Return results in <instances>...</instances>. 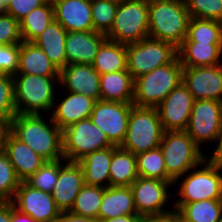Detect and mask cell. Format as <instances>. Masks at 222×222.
Here are the masks:
<instances>
[{"label":"cell","mask_w":222,"mask_h":222,"mask_svg":"<svg viewBox=\"0 0 222 222\" xmlns=\"http://www.w3.org/2000/svg\"><path fill=\"white\" fill-rule=\"evenodd\" d=\"M39 114H17L11 121V134L27 144L46 162H54L63 157L62 130L53 121Z\"/></svg>","instance_id":"cell-1"},{"label":"cell","mask_w":222,"mask_h":222,"mask_svg":"<svg viewBox=\"0 0 222 222\" xmlns=\"http://www.w3.org/2000/svg\"><path fill=\"white\" fill-rule=\"evenodd\" d=\"M149 37L178 48L187 36L190 19L184 0H148Z\"/></svg>","instance_id":"cell-2"},{"label":"cell","mask_w":222,"mask_h":222,"mask_svg":"<svg viewBox=\"0 0 222 222\" xmlns=\"http://www.w3.org/2000/svg\"><path fill=\"white\" fill-rule=\"evenodd\" d=\"M13 79L17 114L43 115L44 112H52L58 99L55 89L59 85V76L15 74Z\"/></svg>","instance_id":"cell-3"},{"label":"cell","mask_w":222,"mask_h":222,"mask_svg":"<svg viewBox=\"0 0 222 222\" xmlns=\"http://www.w3.org/2000/svg\"><path fill=\"white\" fill-rule=\"evenodd\" d=\"M183 66L178 56L171 62L134 79L133 105L156 108L182 83Z\"/></svg>","instance_id":"cell-4"},{"label":"cell","mask_w":222,"mask_h":222,"mask_svg":"<svg viewBox=\"0 0 222 222\" xmlns=\"http://www.w3.org/2000/svg\"><path fill=\"white\" fill-rule=\"evenodd\" d=\"M159 147L167 176L173 182L207 157L186 131H164Z\"/></svg>","instance_id":"cell-5"},{"label":"cell","mask_w":222,"mask_h":222,"mask_svg":"<svg viewBox=\"0 0 222 222\" xmlns=\"http://www.w3.org/2000/svg\"><path fill=\"white\" fill-rule=\"evenodd\" d=\"M164 130L157 108L132 105L121 148L137 155L160 146Z\"/></svg>","instance_id":"cell-6"},{"label":"cell","mask_w":222,"mask_h":222,"mask_svg":"<svg viewBox=\"0 0 222 222\" xmlns=\"http://www.w3.org/2000/svg\"><path fill=\"white\" fill-rule=\"evenodd\" d=\"M179 180H181L179 183L181 185L178 188V195H174L175 197L178 196V200H173L172 203L222 199V167L212 164L207 158L185 175L179 177L174 185Z\"/></svg>","instance_id":"cell-7"},{"label":"cell","mask_w":222,"mask_h":222,"mask_svg":"<svg viewBox=\"0 0 222 222\" xmlns=\"http://www.w3.org/2000/svg\"><path fill=\"white\" fill-rule=\"evenodd\" d=\"M106 37L125 45L149 37L148 0H122Z\"/></svg>","instance_id":"cell-8"},{"label":"cell","mask_w":222,"mask_h":222,"mask_svg":"<svg viewBox=\"0 0 222 222\" xmlns=\"http://www.w3.org/2000/svg\"><path fill=\"white\" fill-rule=\"evenodd\" d=\"M177 56V48L173 44L147 37L127 44V71L136 79L171 63Z\"/></svg>","instance_id":"cell-9"},{"label":"cell","mask_w":222,"mask_h":222,"mask_svg":"<svg viewBox=\"0 0 222 222\" xmlns=\"http://www.w3.org/2000/svg\"><path fill=\"white\" fill-rule=\"evenodd\" d=\"M62 141L63 157L70 162H78L89 153L113 146L90 118L82 119L62 130Z\"/></svg>","instance_id":"cell-10"},{"label":"cell","mask_w":222,"mask_h":222,"mask_svg":"<svg viewBox=\"0 0 222 222\" xmlns=\"http://www.w3.org/2000/svg\"><path fill=\"white\" fill-rule=\"evenodd\" d=\"M171 186H174L173 181H162L138 176L130 185L137 214L144 217L171 212L174 206L168 207L167 205L169 201L171 202V197L172 199L175 198L169 192ZM166 205L167 208L165 209ZM170 207L171 209L169 210L168 208Z\"/></svg>","instance_id":"cell-11"},{"label":"cell","mask_w":222,"mask_h":222,"mask_svg":"<svg viewBox=\"0 0 222 222\" xmlns=\"http://www.w3.org/2000/svg\"><path fill=\"white\" fill-rule=\"evenodd\" d=\"M185 131L200 148L205 142L216 143L222 132V102L194 100Z\"/></svg>","instance_id":"cell-12"},{"label":"cell","mask_w":222,"mask_h":222,"mask_svg":"<svg viewBox=\"0 0 222 222\" xmlns=\"http://www.w3.org/2000/svg\"><path fill=\"white\" fill-rule=\"evenodd\" d=\"M132 105L98 100L89 118L105 133L109 142L118 147L125 139Z\"/></svg>","instance_id":"cell-13"},{"label":"cell","mask_w":222,"mask_h":222,"mask_svg":"<svg viewBox=\"0 0 222 222\" xmlns=\"http://www.w3.org/2000/svg\"><path fill=\"white\" fill-rule=\"evenodd\" d=\"M12 203L36 222H56L61 213L51 193L33 188L25 181L20 182Z\"/></svg>","instance_id":"cell-14"},{"label":"cell","mask_w":222,"mask_h":222,"mask_svg":"<svg viewBox=\"0 0 222 222\" xmlns=\"http://www.w3.org/2000/svg\"><path fill=\"white\" fill-rule=\"evenodd\" d=\"M193 96L183 83L156 107L164 131H185L193 107Z\"/></svg>","instance_id":"cell-15"},{"label":"cell","mask_w":222,"mask_h":222,"mask_svg":"<svg viewBox=\"0 0 222 222\" xmlns=\"http://www.w3.org/2000/svg\"><path fill=\"white\" fill-rule=\"evenodd\" d=\"M182 83L194 100L222 102V63L206 67H183Z\"/></svg>","instance_id":"cell-16"},{"label":"cell","mask_w":222,"mask_h":222,"mask_svg":"<svg viewBox=\"0 0 222 222\" xmlns=\"http://www.w3.org/2000/svg\"><path fill=\"white\" fill-rule=\"evenodd\" d=\"M100 100V74L92 64H69L59 72V87Z\"/></svg>","instance_id":"cell-17"},{"label":"cell","mask_w":222,"mask_h":222,"mask_svg":"<svg viewBox=\"0 0 222 222\" xmlns=\"http://www.w3.org/2000/svg\"><path fill=\"white\" fill-rule=\"evenodd\" d=\"M85 185L84 172L78 162L66 161L59 169L52 197L61 212H69L75 198Z\"/></svg>","instance_id":"cell-18"},{"label":"cell","mask_w":222,"mask_h":222,"mask_svg":"<svg viewBox=\"0 0 222 222\" xmlns=\"http://www.w3.org/2000/svg\"><path fill=\"white\" fill-rule=\"evenodd\" d=\"M54 20L67 32L93 30L91 0H51Z\"/></svg>","instance_id":"cell-19"},{"label":"cell","mask_w":222,"mask_h":222,"mask_svg":"<svg viewBox=\"0 0 222 222\" xmlns=\"http://www.w3.org/2000/svg\"><path fill=\"white\" fill-rule=\"evenodd\" d=\"M106 39L105 34L94 30L67 32L65 41L67 65L92 64L101 44Z\"/></svg>","instance_id":"cell-20"},{"label":"cell","mask_w":222,"mask_h":222,"mask_svg":"<svg viewBox=\"0 0 222 222\" xmlns=\"http://www.w3.org/2000/svg\"><path fill=\"white\" fill-rule=\"evenodd\" d=\"M59 101L55 100V105L50 114H52L53 121L61 130L82 119L89 118L96 102L84 94L68 91L67 95H64Z\"/></svg>","instance_id":"cell-21"},{"label":"cell","mask_w":222,"mask_h":222,"mask_svg":"<svg viewBox=\"0 0 222 222\" xmlns=\"http://www.w3.org/2000/svg\"><path fill=\"white\" fill-rule=\"evenodd\" d=\"M4 152L8 156L10 163L14 167L16 176L21 182L28 179L46 162L27 144L16 139L11 133L7 137Z\"/></svg>","instance_id":"cell-22"},{"label":"cell","mask_w":222,"mask_h":222,"mask_svg":"<svg viewBox=\"0 0 222 222\" xmlns=\"http://www.w3.org/2000/svg\"><path fill=\"white\" fill-rule=\"evenodd\" d=\"M177 53L183 67H206L222 63V44L183 41Z\"/></svg>","instance_id":"cell-23"},{"label":"cell","mask_w":222,"mask_h":222,"mask_svg":"<svg viewBox=\"0 0 222 222\" xmlns=\"http://www.w3.org/2000/svg\"><path fill=\"white\" fill-rule=\"evenodd\" d=\"M137 214L130 186H110L105 188L99 207L98 222L122 215Z\"/></svg>","instance_id":"cell-24"},{"label":"cell","mask_w":222,"mask_h":222,"mask_svg":"<svg viewBox=\"0 0 222 222\" xmlns=\"http://www.w3.org/2000/svg\"><path fill=\"white\" fill-rule=\"evenodd\" d=\"M134 79L127 70L100 75V100L133 103Z\"/></svg>","instance_id":"cell-25"},{"label":"cell","mask_w":222,"mask_h":222,"mask_svg":"<svg viewBox=\"0 0 222 222\" xmlns=\"http://www.w3.org/2000/svg\"><path fill=\"white\" fill-rule=\"evenodd\" d=\"M59 70L40 47L33 42L20 43L19 67L17 74L38 76H59Z\"/></svg>","instance_id":"cell-26"},{"label":"cell","mask_w":222,"mask_h":222,"mask_svg":"<svg viewBox=\"0 0 222 222\" xmlns=\"http://www.w3.org/2000/svg\"><path fill=\"white\" fill-rule=\"evenodd\" d=\"M112 155L113 146L89 153L78 161L84 172L85 184L110 187L109 169Z\"/></svg>","instance_id":"cell-27"},{"label":"cell","mask_w":222,"mask_h":222,"mask_svg":"<svg viewBox=\"0 0 222 222\" xmlns=\"http://www.w3.org/2000/svg\"><path fill=\"white\" fill-rule=\"evenodd\" d=\"M66 36L67 31L54 20L33 41L48 56L59 71L67 65L65 54Z\"/></svg>","instance_id":"cell-28"},{"label":"cell","mask_w":222,"mask_h":222,"mask_svg":"<svg viewBox=\"0 0 222 222\" xmlns=\"http://www.w3.org/2000/svg\"><path fill=\"white\" fill-rule=\"evenodd\" d=\"M92 66L100 75L127 70V45L106 39Z\"/></svg>","instance_id":"cell-29"},{"label":"cell","mask_w":222,"mask_h":222,"mask_svg":"<svg viewBox=\"0 0 222 222\" xmlns=\"http://www.w3.org/2000/svg\"><path fill=\"white\" fill-rule=\"evenodd\" d=\"M181 222H219L222 218V199L192 203H173Z\"/></svg>","instance_id":"cell-30"},{"label":"cell","mask_w":222,"mask_h":222,"mask_svg":"<svg viewBox=\"0 0 222 222\" xmlns=\"http://www.w3.org/2000/svg\"><path fill=\"white\" fill-rule=\"evenodd\" d=\"M109 175L110 186H130L138 178L136 155L113 145Z\"/></svg>","instance_id":"cell-31"},{"label":"cell","mask_w":222,"mask_h":222,"mask_svg":"<svg viewBox=\"0 0 222 222\" xmlns=\"http://www.w3.org/2000/svg\"><path fill=\"white\" fill-rule=\"evenodd\" d=\"M53 21L54 8L52 1L48 0L20 20L22 41L33 42Z\"/></svg>","instance_id":"cell-32"},{"label":"cell","mask_w":222,"mask_h":222,"mask_svg":"<svg viewBox=\"0 0 222 222\" xmlns=\"http://www.w3.org/2000/svg\"><path fill=\"white\" fill-rule=\"evenodd\" d=\"M184 41L222 44V22L190 17Z\"/></svg>","instance_id":"cell-33"},{"label":"cell","mask_w":222,"mask_h":222,"mask_svg":"<svg viewBox=\"0 0 222 222\" xmlns=\"http://www.w3.org/2000/svg\"><path fill=\"white\" fill-rule=\"evenodd\" d=\"M105 188L85 184L75 198L69 212L78 216H85L98 220L99 207Z\"/></svg>","instance_id":"cell-34"},{"label":"cell","mask_w":222,"mask_h":222,"mask_svg":"<svg viewBox=\"0 0 222 222\" xmlns=\"http://www.w3.org/2000/svg\"><path fill=\"white\" fill-rule=\"evenodd\" d=\"M138 176L172 181L166 173L163 153L160 147L136 155Z\"/></svg>","instance_id":"cell-35"},{"label":"cell","mask_w":222,"mask_h":222,"mask_svg":"<svg viewBox=\"0 0 222 222\" xmlns=\"http://www.w3.org/2000/svg\"><path fill=\"white\" fill-rule=\"evenodd\" d=\"M118 2L109 0H91L93 30L107 34L113 24Z\"/></svg>","instance_id":"cell-36"},{"label":"cell","mask_w":222,"mask_h":222,"mask_svg":"<svg viewBox=\"0 0 222 222\" xmlns=\"http://www.w3.org/2000/svg\"><path fill=\"white\" fill-rule=\"evenodd\" d=\"M65 162V159L54 162H45V164L26 179L25 182L33 188L52 193L54 186L57 183L59 169Z\"/></svg>","instance_id":"cell-37"},{"label":"cell","mask_w":222,"mask_h":222,"mask_svg":"<svg viewBox=\"0 0 222 222\" xmlns=\"http://www.w3.org/2000/svg\"><path fill=\"white\" fill-rule=\"evenodd\" d=\"M20 182L8 156L0 152V203L12 202Z\"/></svg>","instance_id":"cell-38"},{"label":"cell","mask_w":222,"mask_h":222,"mask_svg":"<svg viewBox=\"0 0 222 222\" xmlns=\"http://www.w3.org/2000/svg\"><path fill=\"white\" fill-rule=\"evenodd\" d=\"M190 17L222 22V0H184Z\"/></svg>","instance_id":"cell-39"},{"label":"cell","mask_w":222,"mask_h":222,"mask_svg":"<svg viewBox=\"0 0 222 222\" xmlns=\"http://www.w3.org/2000/svg\"><path fill=\"white\" fill-rule=\"evenodd\" d=\"M16 115L13 76L0 74V119H13Z\"/></svg>","instance_id":"cell-40"},{"label":"cell","mask_w":222,"mask_h":222,"mask_svg":"<svg viewBox=\"0 0 222 222\" xmlns=\"http://www.w3.org/2000/svg\"><path fill=\"white\" fill-rule=\"evenodd\" d=\"M21 42L20 21L5 12L0 13V46Z\"/></svg>","instance_id":"cell-41"},{"label":"cell","mask_w":222,"mask_h":222,"mask_svg":"<svg viewBox=\"0 0 222 222\" xmlns=\"http://www.w3.org/2000/svg\"><path fill=\"white\" fill-rule=\"evenodd\" d=\"M19 54L20 44L0 46V74H17Z\"/></svg>","instance_id":"cell-42"},{"label":"cell","mask_w":222,"mask_h":222,"mask_svg":"<svg viewBox=\"0 0 222 222\" xmlns=\"http://www.w3.org/2000/svg\"><path fill=\"white\" fill-rule=\"evenodd\" d=\"M48 0H11L5 13L20 21L35 8L44 5Z\"/></svg>","instance_id":"cell-43"},{"label":"cell","mask_w":222,"mask_h":222,"mask_svg":"<svg viewBox=\"0 0 222 222\" xmlns=\"http://www.w3.org/2000/svg\"><path fill=\"white\" fill-rule=\"evenodd\" d=\"M143 222H181L179 213L176 210L161 214V215H148L143 217Z\"/></svg>","instance_id":"cell-44"},{"label":"cell","mask_w":222,"mask_h":222,"mask_svg":"<svg viewBox=\"0 0 222 222\" xmlns=\"http://www.w3.org/2000/svg\"><path fill=\"white\" fill-rule=\"evenodd\" d=\"M13 119H0V152L4 151L8 135L11 133V121Z\"/></svg>","instance_id":"cell-45"},{"label":"cell","mask_w":222,"mask_h":222,"mask_svg":"<svg viewBox=\"0 0 222 222\" xmlns=\"http://www.w3.org/2000/svg\"><path fill=\"white\" fill-rule=\"evenodd\" d=\"M56 222H98V220L85 216L74 215L71 212H61Z\"/></svg>","instance_id":"cell-46"},{"label":"cell","mask_w":222,"mask_h":222,"mask_svg":"<svg viewBox=\"0 0 222 222\" xmlns=\"http://www.w3.org/2000/svg\"><path fill=\"white\" fill-rule=\"evenodd\" d=\"M217 146L215 147V150H213L212 155L209 157H206L212 164H215L219 167H222V132L218 136L217 139Z\"/></svg>","instance_id":"cell-47"},{"label":"cell","mask_w":222,"mask_h":222,"mask_svg":"<svg viewBox=\"0 0 222 222\" xmlns=\"http://www.w3.org/2000/svg\"><path fill=\"white\" fill-rule=\"evenodd\" d=\"M101 222H143V217L139 214L122 215L115 218L105 219Z\"/></svg>","instance_id":"cell-48"},{"label":"cell","mask_w":222,"mask_h":222,"mask_svg":"<svg viewBox=\"0 0 222 222\" xmlns=\"http://www.w3.org/2000/svg\"><path fill=\"white\" fill-rule=\"evenodd\" d=\"M11 222H36L31 216L20 212L12 203Z\"/></svg>","instance_id":"cell-49"},{"label":"cell","mask_w":222,"mask_h":222,"mask_svg":"<svg viewBox=\"0 0 222 222\" xmlns=\"http://www.w3.org/2000/svg\"><path fill=\"white\" fill-rule=\"evenodd\" d=\"M12 202L0 203V222H11Z\"/></svg>","instance_id":"cell-50"},{"label":"cell","mask_w":222,"mask_h":222,"mask_svg":"<svg viewBox=\"0 0 222 222\" xmlns=\"http://www.w3.org/2000/svg\"><path fill=\"white\" fill-rule=\"evenodd\" d=\"M11 0H0V13L5 12V9L9 6Z\"/></svg>","instance_id":"cell-51"},{"label":"cell","mask_w":222,"mask_h":222,"mask_svg":"<svg viewBox=\"0 0 222 222\" xmlns=\"http://www.w3.org/2000/svg\"><path fill=\"white\" fill-rule=\"evenodd\" d=\"M109 1H113V2H118V3H120L122 0H109Z\"/></svg>","instance_id":"cell-52"}]
</instances>
